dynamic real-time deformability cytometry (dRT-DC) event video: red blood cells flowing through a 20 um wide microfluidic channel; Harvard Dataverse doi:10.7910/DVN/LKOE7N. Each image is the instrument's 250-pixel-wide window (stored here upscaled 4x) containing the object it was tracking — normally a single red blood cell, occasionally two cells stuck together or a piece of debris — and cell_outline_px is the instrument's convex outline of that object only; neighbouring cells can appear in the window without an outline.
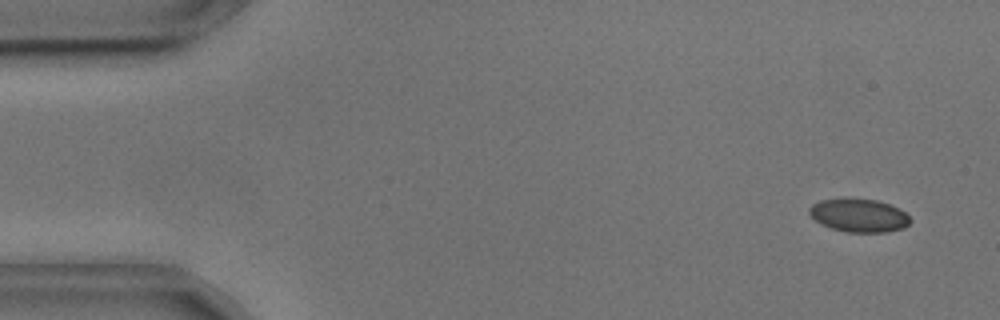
{"species": "common noctule bat (a hibernating species)", "species_latin": "Nyctalus noctula", "temperature_condition": "cold", "stored_images_in_passage": 55, "camera_frame_rate_fps": 3000, "um_per_image_px": 0.085, "animal": {"sex": "male", "body_mass_g": 17.9, "forearm_length_mm": 54.2}, "frame": {"image": 1, "passage_image": 4, "time_ms": 1.0, "image_size_px": [1000, 320], "cell_outline_px": [[912, 220], [904, 228], [884, 232], [848, 232], [832, 228], [820, 224], [808, 212], [808, 208], [812, 204], [820, 200], [844, 196], [876, 200], [888, 204], [904, 212]], "centroid_in_image_um": [72.96, 18.28], "position_along_channel_um": 12.0, "area_um2": 19.83}}
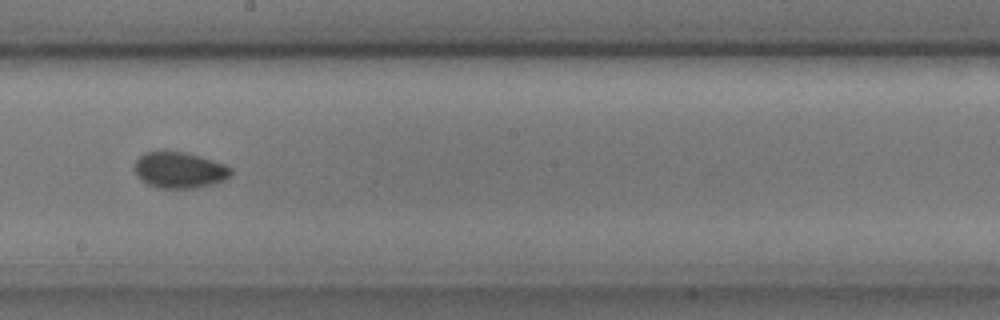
{"frame": {"image": 2, "passage_image": 31, "time_ms": 10.0, "image_size_px": [1000, 320], "cell_outline_px": [[232, 172], [224, 180], [196, 188], [160, 188], [148, 184], [140, 180], [136, 176], [136, 160], [144, 152], [188, 152], [224, 164], [232, 168]], "centroid_in_image_um": [15.25, 14.46], "position_along_channel_um": 232.9, "area_um2": 20.06}}
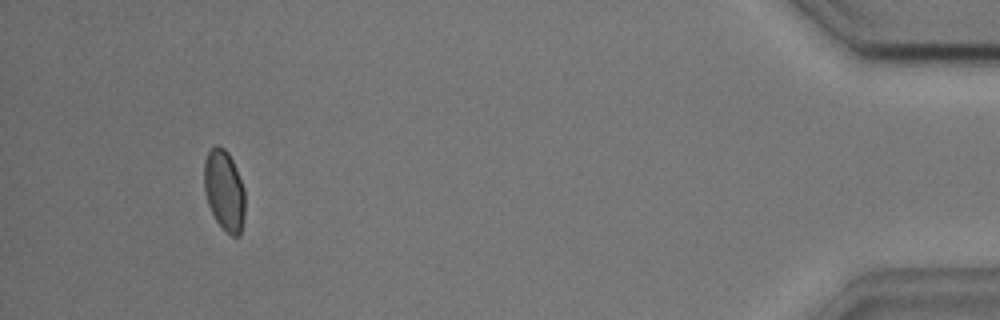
{"frame": {"image": 3, "passage_image": 52, "time_ms": 17.0, "image_size_px": [1000, 320], "cell_outline_px": [[244, 216], [240, 236], [232, 236], [216, 220], [208, 204], [204, 192], [204, 160], [208, 152], [216, 144], [224, 148], [228, 152], [236, 168], [244, 188]], "centroid_in_image_um": [19.05, 16.16], "position_along_channel_um": 416.1, "area_um2": 19.13}, "authors_computed_cell_mechanics": {"area_um2": 19.8832, "velocity_mm_per_s": 3.6278, "shape_relaxation_time_tau1_ms": 7.6739, "shape_relaxation_time_tau2_ms": 1.5488, "deformation_change_tau1": 0.1239, "deformation_change_tau2": 0.0377}}